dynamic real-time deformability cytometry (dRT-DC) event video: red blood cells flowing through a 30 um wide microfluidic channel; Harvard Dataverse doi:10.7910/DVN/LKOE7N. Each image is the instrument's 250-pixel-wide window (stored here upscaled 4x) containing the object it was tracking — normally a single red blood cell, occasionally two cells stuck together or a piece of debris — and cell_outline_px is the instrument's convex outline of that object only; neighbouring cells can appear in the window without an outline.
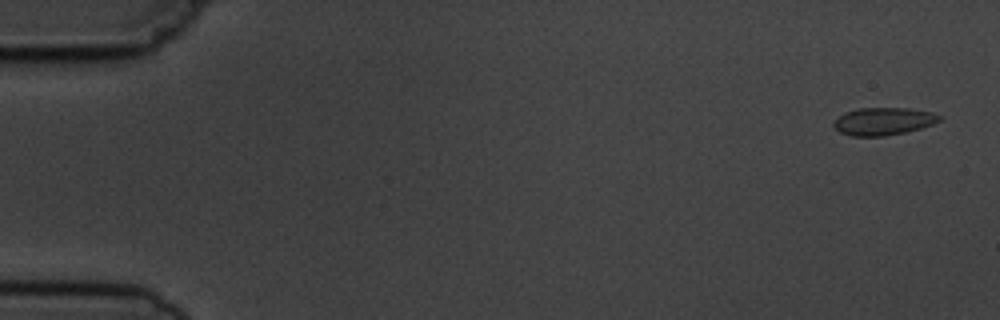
{"species": "common noctule bat (a hibernating species)", "species_latin": "Nyctalus noctula", "temperature_condition": "cold", "stored_images_in_passage": 5, "camera_frame_rate_fps": 3000, "um_per_image_px": 0.085, "animal": {"sex": "male", "body_mass_g": 19.5, "forearm_length_mm": 54.6}, "frame": {"image": 1, "passage_image": 1, "time_ms": 0.0, "image_size_px": [1000, 320], "cell_outline_px": [[944, 116], [940, 120], [932, 124], [920, 128], [904, 132], [884, 136], [852, 136], [840, 132], [832, 124], [844, 112], [860, 108], [908, 108], [932, 112]], "centroid_in_image_um": [75.11, 10.3], "position_along_channel_um": 9.9, "area_um2": 16.88}}
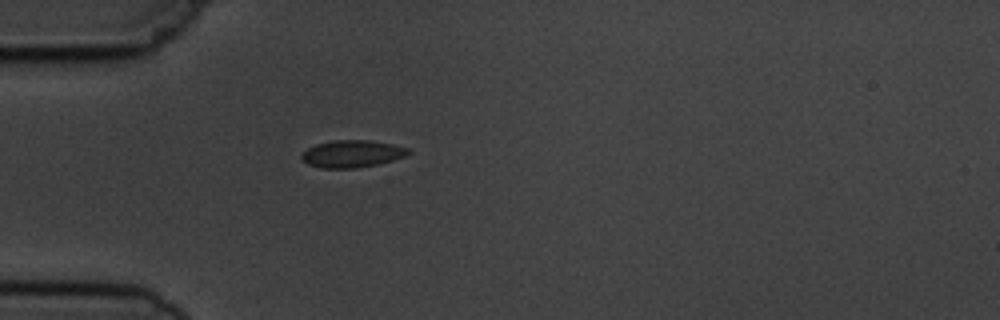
{"frame": {"image": 2, "passage_image": 5, "time_ms": 4.667, "image_size_px": [1000, 320], "cell_outline_px": [[412, 152], [404, 156], [380, 164], [356, 168], [320, 168], [308, 164], [300, 160], [300, 156], [308, 148], [316, 144], [332, 140], [372, 140], [392, 144], [408, 148]], "centroid_in_image_um": [29.91, 13.07], "position_along_channel_um": 55.1, "area_um2": 17.05}}